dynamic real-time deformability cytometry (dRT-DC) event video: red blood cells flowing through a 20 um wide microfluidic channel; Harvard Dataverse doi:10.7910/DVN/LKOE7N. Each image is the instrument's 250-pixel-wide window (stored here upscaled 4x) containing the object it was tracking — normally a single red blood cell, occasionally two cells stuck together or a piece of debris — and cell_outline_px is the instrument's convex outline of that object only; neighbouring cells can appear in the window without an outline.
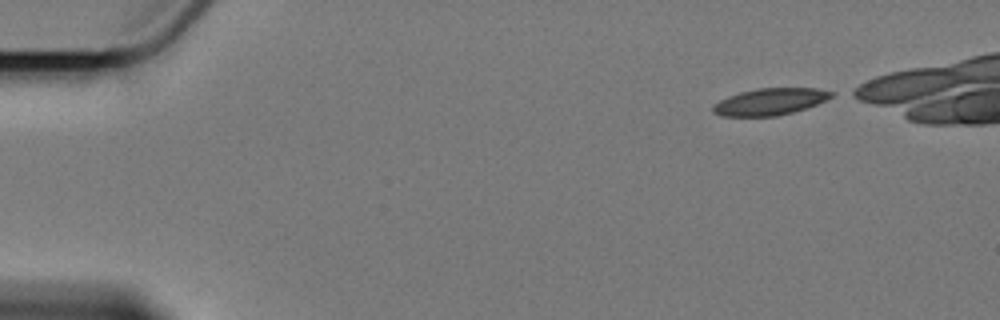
{"species": "Egyptian fruit bat (a non-hibernating species)", "species_latin": "Rousettus aegyptiacus", "temperature_condition": "cold", "stored_images_in_passage": 4, "camera_frame_rate_fps": 3000, "um_per_image_px": 0.085, "animal": {"sex": "female"}, "frame": {"image": 1, "passage_image": 1, "time_ms": 0.0, "image_size_px": [1000, 320], "cell_outline_px": [[836, 92], [832, 96], [816, 104], [792, 112], [776, 116], [720, 116], [712, 112], [712, 104], [728, 96], [740, 92], [756, 88], [816, 88]], "centroid_in_image_um": [65.4, 8.64], "position_along_channel_um": 19.6, "area_um2": 18.44}}